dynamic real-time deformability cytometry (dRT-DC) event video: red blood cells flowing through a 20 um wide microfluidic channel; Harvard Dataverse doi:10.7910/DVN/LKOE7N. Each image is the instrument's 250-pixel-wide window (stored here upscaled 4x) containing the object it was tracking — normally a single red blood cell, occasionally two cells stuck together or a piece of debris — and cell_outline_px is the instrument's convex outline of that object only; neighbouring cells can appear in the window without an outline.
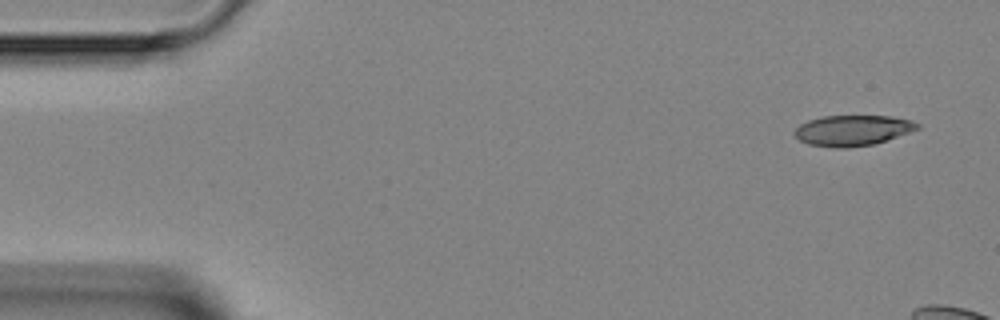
{"species": "Egyptian fruit bat (a non-hibernating species)", "species_latin": "Rousettus aegyptiacus", "temperature_condition": "room temperature", "stored_images_in_passage": 3, "camera_frame_rate_fps": 3000, "um_per_image_px": 0.085, "animal": {"sex": "female"}, "frame": {"image": 1, "passage_image": 1, "time_ms": 0.0, "image_size_px": [1000, 320], "cell_outline_px": [[920, 128], [872, 144], [848, 148], [836, 148], [808, 144], [800, 140], [792, 132], [800, 124], [808, 120], [824, 116], [892, 116], [912, 120], [920, 124]], "centroid_in_image_um": [72.44, 11.08], "position_along_channel_um": 12.6, "area_um2": 21.73}}